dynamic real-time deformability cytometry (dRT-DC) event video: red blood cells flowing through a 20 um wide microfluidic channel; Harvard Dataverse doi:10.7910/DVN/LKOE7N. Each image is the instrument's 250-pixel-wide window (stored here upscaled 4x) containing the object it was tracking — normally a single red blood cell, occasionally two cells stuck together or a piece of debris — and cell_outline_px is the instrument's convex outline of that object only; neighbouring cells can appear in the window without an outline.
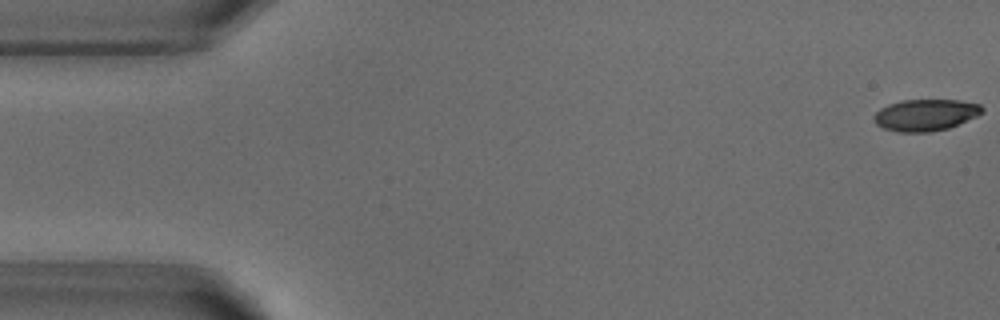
{"species": "common noctule bat (a hibernating species)", "species_latin": "Nyctalus noctula", "temperature_condition": "warm", "stored_images_in_passage": 45, "camera_frame_rate_fps": 3000, "um_per_image_px": 0.085, "animal": {"sex": "male", "body_mass_g": 18.8}, "frame": {"image": 1, "passage_image": 1, "time_ms": 0.0, "image_size_px": [1000, 320], "cell_outline_px": [[984, 112], [976, 116], [948, 128], [928, 132], [900, 132], [884, 128], [876, 124], [872, 116], [880, 108], [888, 104], [900, 100], [960, 100], [980, 104], [984, 108]], "centroid_in_image_um": [78.66, 9.76], "position_along_channel_um": 6.3, "area_um2": 19.94}}
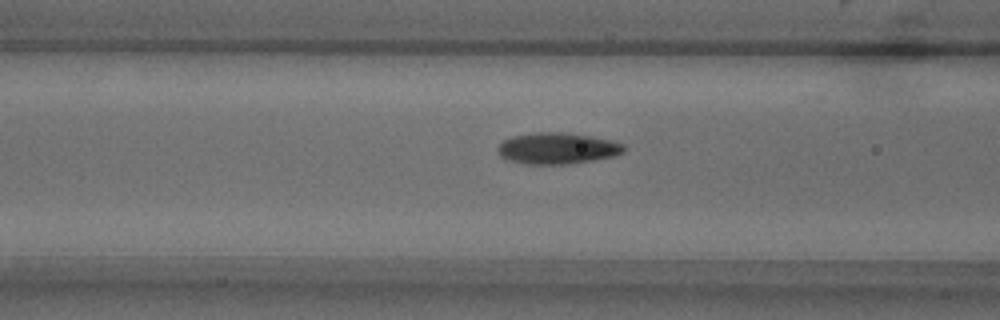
{"frame": {"image": 2, "passage_image": 20, "time_ms": 6.333, "image_size_px": [1000, 320], "cell_outline_px": [[628, 148], [624, 152], [616, 156], [568, 164], [524, 164], [504, 160], [500, 156], [496, 148], [504, 140], [512, 136], [532, 132], [564, 132], [592, 136], [624, 144]], "centroid_in_image_um": [47.35, 12.61], "position_along_channel_um": 119.2, "area_um2": 23.35}}
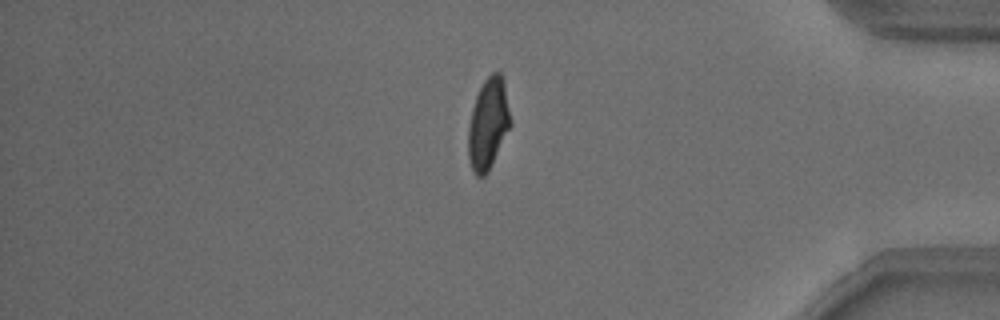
{"frame": {"image": 3, "passage_image": 44, "time_ms": 14.333, "image_size_px": [1000, 320], "cell_outline_px": [[512, 124], [488, 172], [484, 176], [476, 176], [472, 172], [468, 160], [468, 128], [472, 108], [476, 96], [484, 80], [492, 72], [500, 72], [504, 84], [512, 120]], "centroid_in_image_um": [41.49, 10.55], "position_along_channel_um": 393.7, "area_um2": 22.54}}